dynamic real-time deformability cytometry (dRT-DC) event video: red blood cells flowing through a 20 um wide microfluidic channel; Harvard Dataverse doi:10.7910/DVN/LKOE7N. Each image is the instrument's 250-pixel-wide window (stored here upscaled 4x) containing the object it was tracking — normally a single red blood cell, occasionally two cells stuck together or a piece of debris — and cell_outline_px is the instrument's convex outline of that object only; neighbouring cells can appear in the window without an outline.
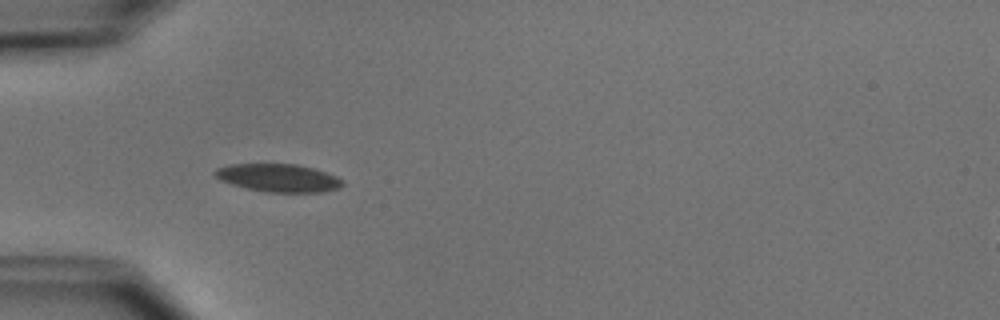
{"species": "common noctule bat (a hibernating species)", "species_latin": "Nyctalus noctula", "temperature_condition": "cold", "stored_images_in_passage": 8, "camera_frame_rate_fps": 3000, "um_per_image_px": 0.085, "animal": {"sex": "male", "body_mass_g": 15.6}, "frame": {"image": 1, "passage_image": 4, "time_ms": 3.333, "image_size_px": [1000, 320], "cell_outline_px": [[344, 184], [340, 188], [320, 192], [264, 192], [232, 184], [220, 180], [212, 172], [216, 168], [232, 164], [296, 164], [312, 168], [336, 176], [344, 180]], "centroid_in_image_um": [23.67, 15.12], "position_along_channel_um": 61.3, "area_um2": 20.69}}
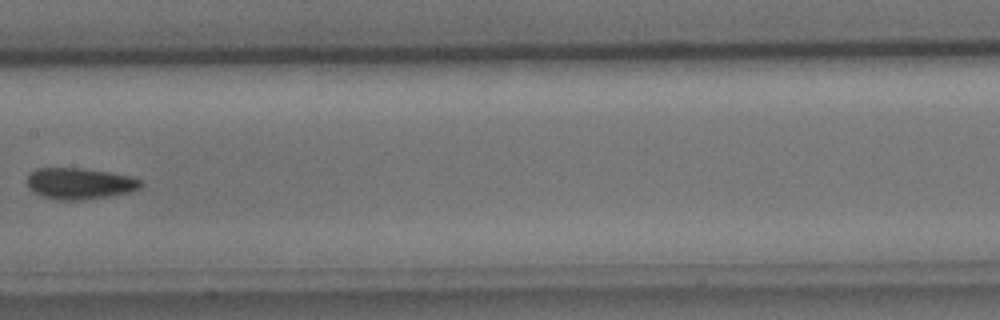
{"frame": {"image": 2, "passage_image": 7, "time_ms": 7.0, "image_size_px": [1000, 320], "cell_outline_px": [[144, 184], [140, 188], [128, 192], [84, 200], [56, 200], [40, 196], [28, 188], [28, 176], [36, 168], [80, 168], [108, 172], [128, 176], [140, 180]], "centroid_in_image_um": [6.74, 15.61], "position_along_channel_um": 200.7, "area_um2": 20.58}}
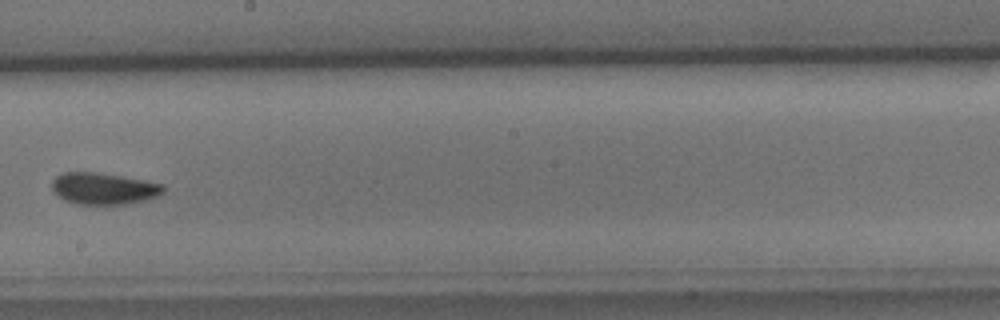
{"frame": {"image": 3, "passage_image": 8, "time_ms": 8.0, "image_size_px": [1000, 320], "cell_outline_px": [[164, 192], [160, 196], [128, 204], [76, 204], [64, 200], [52, 188], [52, 180], [56, 176], [64, 172], [96, 172], [144, 180], [164, 184]], "centroid_in_image_um": [8.84, 16.03], "position_along_channel_um": 239.4, "area_um2": 20.52}}